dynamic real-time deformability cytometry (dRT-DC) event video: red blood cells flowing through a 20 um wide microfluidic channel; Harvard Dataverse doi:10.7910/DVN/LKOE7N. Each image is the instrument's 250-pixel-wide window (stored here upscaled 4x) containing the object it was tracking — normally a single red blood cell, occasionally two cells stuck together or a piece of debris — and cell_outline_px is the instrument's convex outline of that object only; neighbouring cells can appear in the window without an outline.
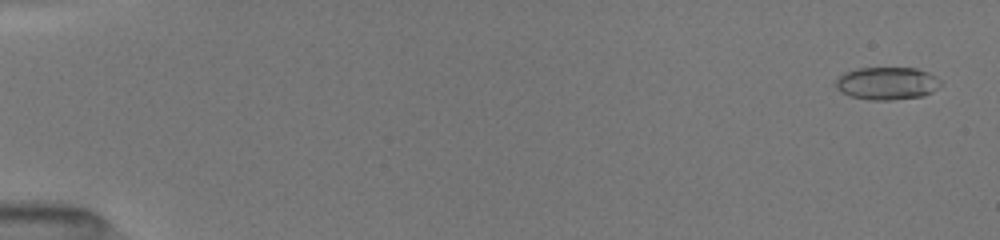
{"species": "common noctule bat (a hibernating species)", "species_latin": "Nyctalus noctula", "temperature_condition": "room temperature", "stored_images_in_passage": 52, "camera_frame_rate_fps": 3000, "um_per_image_px": 0.085, "animal": {"sex": "female", "body_mass_g": 19.5, "forearm_length_mm": 54.1}, "frame": {"image": 1, "passage_image": 2, "time_ms": 0.333, "image_size_px": [1000, 240], "cell_outline_px": [[940, 84], [924, 96], [888, 100], [872, 100], [852, 96], [836, 88], [836, 80], [844, 72], [856, 68], [916, 68], [928, 72], [936, 76], [940, 80]], "centroid_in_image_um": [75.39, 7.07], "position_along_channel_um": 9.6, "area_um2": 19.71}}
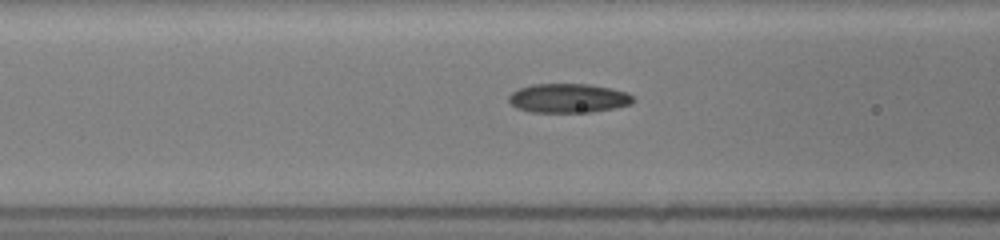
{"frame": {"image": 2, "passage_image": 22, "time_ms": 7.0, "image_size_px": [1000, 240], "cell_outline_px": [[636, 100], [632, 104], [616, 108], [592, 112], [532, 112], [516, 108], [508, 100], [508, 96], [512, 92], [520, 88], [532, 84], [588, 84], [612, 88], [628, 92]], "centroid_in_image_um": [48.35, 8.35], "position_along_channel_um": 118.3, "area_um2": 21.33}}
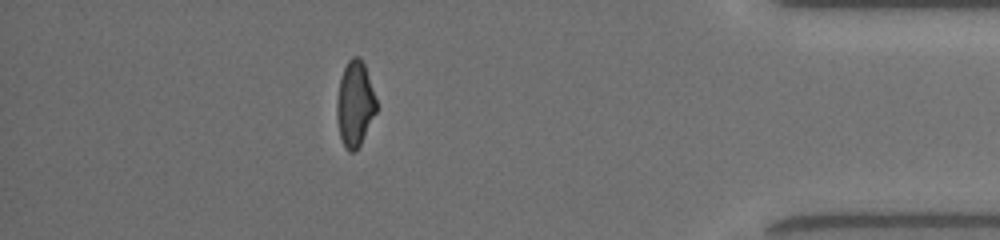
{"frame": {"image": 3, "passage_image": 46, "time_ms": 15.0, "image_size_px": [1000, 240], "cell_outline_px": [[376, 112], [360, 144], [352, 152], [348, 152], [340, 136], [336, 120], [336, 100], [340, 80], [344, 68], [348, 60], [352, 56], [360, 56], [364, 64], [376, 100]], "centroid_in_image_um": [30.14, 8.81], "position_along_channel_um": 405.1, "area_um2": 19.42}, "authors_computed_cell_mechanics": {"area_um2": 20.1433, "velocity_mm_per_s": 4.0405, "shape_relaxation_time_tau1_ms": 6.5966, "shape_relaxation_time_tau2_ms": 1.7774, "deformation_change_tau1": 0.1875, "deformation_change_tau2": 0.0792}}